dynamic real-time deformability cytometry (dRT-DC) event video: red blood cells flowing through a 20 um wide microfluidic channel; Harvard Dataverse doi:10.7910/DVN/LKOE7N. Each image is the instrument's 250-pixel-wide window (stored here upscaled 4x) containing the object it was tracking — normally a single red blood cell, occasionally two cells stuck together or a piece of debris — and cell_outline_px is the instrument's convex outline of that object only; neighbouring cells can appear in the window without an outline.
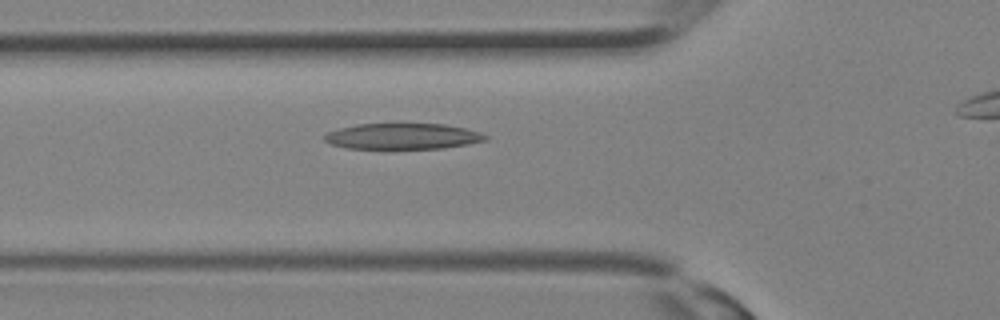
{"species": "Egyptian fruit bat (a non-hibernating species)", "species_latin": "Rousettus aegyptiacus", "temperature_condition": "room temperature", "stored_images_in_passage": 16, "camera_frame_rate_fps": 3000, "um_per_image_px": 0.085, "animal": {"sex": "female"}, "frame": {"image": 1, "passage_image": 6, "time_ms": 1.667, "image_size_px": [1000, 320], "cell_outline_px": [[488, 140], [468, 144], [440, 148], [348, 148], [332, 144], [324, 140], [324, 136], [328, 132], [340, 128], [356, 124], [444, 124], [464, 128], [480, 132], [488, 136]], "centroid_in_image_um": [34.25, 11.58], "position_along_channel_um": 91.5, "area_um2": 23.99}}
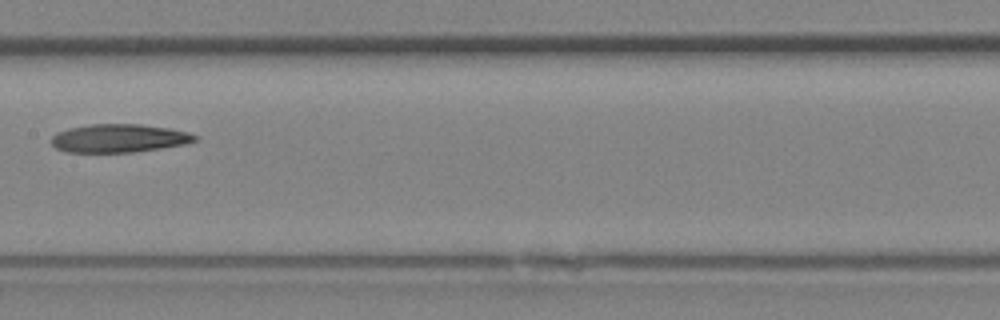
{"frame": {"image": 2, "passage_image": 11, "time_ms": 3.333, "image_size_px": [1000, 320], "cell_outline_px": [[196, 140], [184, 144], [160, 148], [132, 152], [64, 152], [56, 148], [52, 144], [52, 136], [56, 132], [68, 128], [88, 124], [140, 124], [168, 128], [188, 132], [196, 136]], "centroid_in_image_um": [10.06, 11.74], "position_along_channel_um": 197.3, "area_um2": 23.58}}
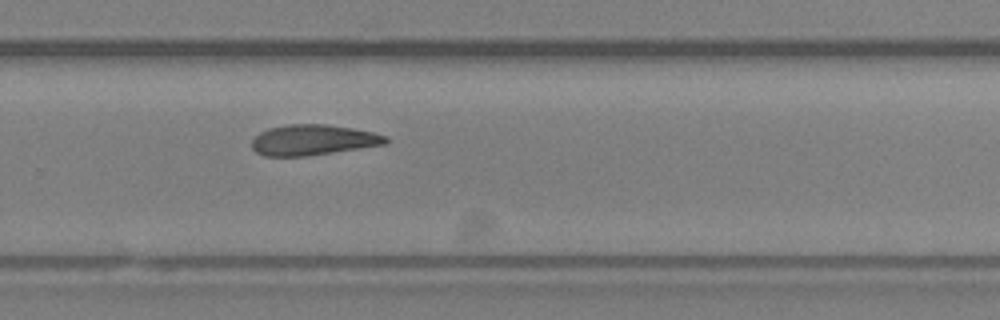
{"frame": {"image": 3, "passage_image": 16, "time_ms": 5.0, "image_size_px": [1000, 320], "cell_outline_px": [[388, 140], [384, 144], [332, 152], [304, 156], [264, 156], [256, 152], [252, 148], [252, 140], [260, 132], [268, 128], [288, 124], [324, 124], [352, 128], [372, 132], [388, 136]], "centroid_in_image_um": [26.57, 11.89], "position_along_channel_um": 303.2, "area_um2": 23.58}}